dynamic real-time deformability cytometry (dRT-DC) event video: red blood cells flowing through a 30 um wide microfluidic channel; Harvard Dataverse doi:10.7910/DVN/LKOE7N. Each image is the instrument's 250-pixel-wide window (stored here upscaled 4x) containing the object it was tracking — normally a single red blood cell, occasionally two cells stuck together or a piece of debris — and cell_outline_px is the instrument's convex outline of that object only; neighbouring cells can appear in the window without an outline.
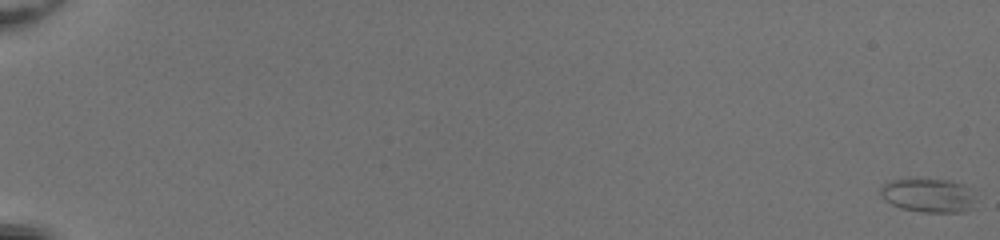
{"species": "common noctule bat (a hibernating species)", "species_latin": "Nyctalus noctula", "temperature_condition": "room temperature", "stored_images_in_passage": 55, "camera_frame_rate_fps": 3000, "um_per_image_px": 0.085, "animal": {"sex": "female", "body_mass_g": 20.0, "forearm_length_mm": 54.0}, "frame": {"image": 1, "passage_image": 1, "time_ms": 0.0, "image_size_px": [1000, 240], "cell_outline_px": [[976, 200], [972, 208], [964, 212], [924, 212], [900, 208], [884, 200], [880, 196], [880, 188], [888, 180], [908, 176], [952, 180], [964, 184], [972, 188], [976, 192]], "centroid_in_image_um": [78.93, 16.55], "position_along_channel_um": 6.1, "area_um2": 20.06}}
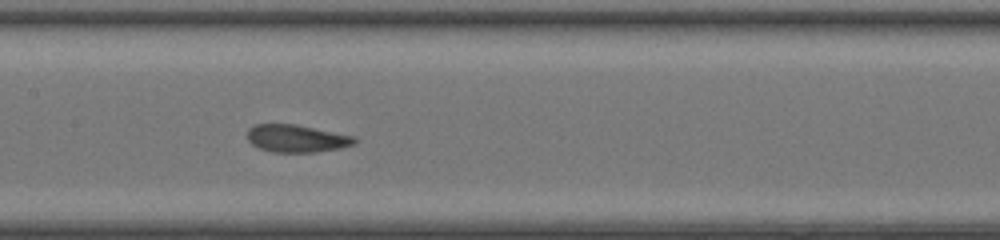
{"frame": {"image": 2, "passage_image": 31, "time_ms": 10.0, "image_size_px": [1000, 240], "cell_outline_px": [[360, 140], [356, 144], [340, 148], [316, 152], [272, 152], [260, 148], [252, 144], [248, 140], [248, 128], [252, 124], [296, 124], [356, 136]], "centroid_in_image_um": [25.26, 11.76], "position_along_channel_um": 182.1, "area_um2": 17.46}}
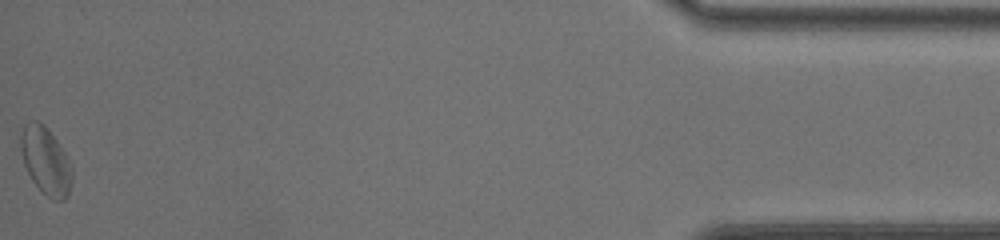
{"frame": {"image": 3, "passage_image": 55, "time_ms": 18.0, "image_size_px": [1000, 240], "cell_outline_px": [[72, 180], [68, 196], [64, 200], [52, 200], [32, 180], [24, 164], [20, 148], [20, 132], [24, 124], [28, 120], [40, 120], [48, 128], [68, 156], [72, 168]], "centroid_in_image_um": [3.89, 13.61], "position_along_channel_um": 431.3, "area_um2": 20.4}, "authors_computed_cell_mechanics": {"area_um2": 17.9758, "velocity_mm_per_s": 4.1005, "shape_relaxation_time_tau1_ms": 7.6422, "shape_relaxation_time_tau2_ms": 1.0918, "deformation_change_tau1": 0.1907, "deformation_change_tau2": 0.075}}